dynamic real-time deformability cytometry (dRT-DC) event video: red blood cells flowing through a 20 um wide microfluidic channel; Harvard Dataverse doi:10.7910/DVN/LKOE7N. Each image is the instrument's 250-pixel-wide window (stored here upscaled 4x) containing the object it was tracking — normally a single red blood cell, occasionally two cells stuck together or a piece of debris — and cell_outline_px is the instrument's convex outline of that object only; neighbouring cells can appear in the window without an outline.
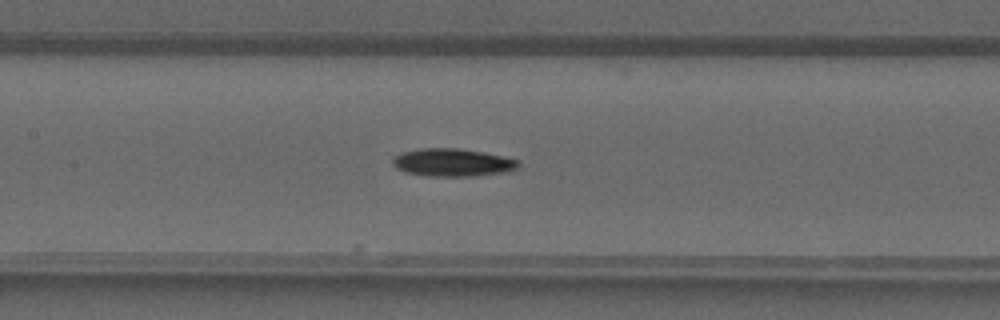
{"species": "common noctule bat (a hibernating species)", "species_latin": "Nyctalus noctula", "temperature_condition": "warm", "stored_images_in_passage": 28, "camera_frame_rate_fps": 3000, "um_per_image_px": 0.085, "animal": {"sex": "male", "forearm_length_mm": 52.5}, "frame": {"image": 1, "passage_image": 19, "time_ms": 6.0, "image_size_px": [1000, 320], "cell_outline_px": [[520, 164], [516, 168], [504, 172], [472, 176], [428, 176], [404, 172], [396, 168], [392, 164], [392, 156], [400, 152], [420, 148], [456, 148], [484, 152], [504, 156], [520, 160]], "centroid_in_image_um": [38.42, 13.8], "position_along_channel_um": 169.0, "area_um2": 20.58}}
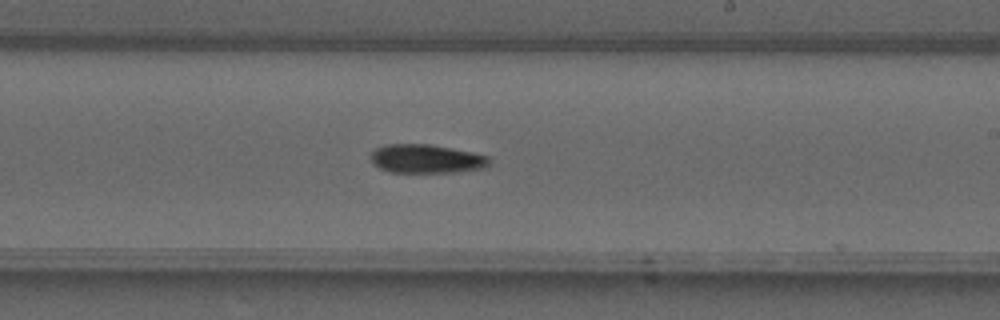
{"frame": {"image": 2, "passage_image": 24, "time_ms": 7.667, "image_size_px": [1000, 320], "cell_outline_px": [[492, 160], [484, 168], [456, 172], [388, 172], [380, 168], [372, 160], [372, 152], [376, 148], [384, 144], [432, 144], [472, 152], [488, 156]], "centroid_in_image_um": [36.27, 13.49], "position_along_channel_um": 252.7, "area_um2": 19.83}}
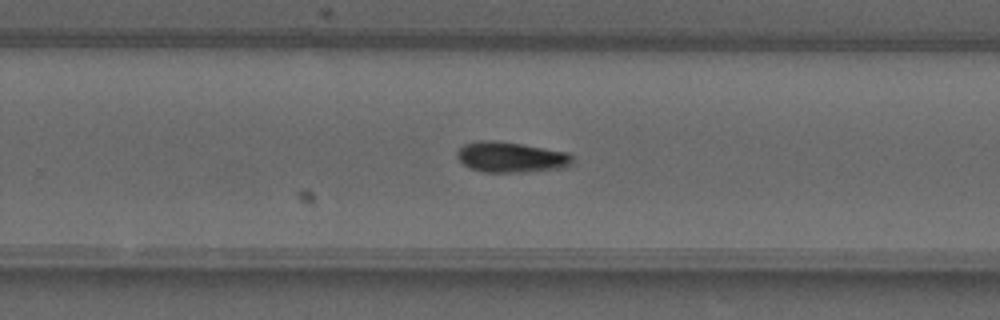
{"frame": {"image": 3, "passage_image": 26, "time_ms": 8.333, "image_size_px": [1000, 320], "cell_outline_px": [[572, 164], [560, 168], [524, 172], [484, 172], [468, 168], [456, 156], [456, 152], [464, 144], [480, 140], [496, 140], [568, 152], [572, 156]], "centroid_in_image_um": [43.4, 13.36], "position_along_channel_um": 286.4, "area_um2": 20.46}}